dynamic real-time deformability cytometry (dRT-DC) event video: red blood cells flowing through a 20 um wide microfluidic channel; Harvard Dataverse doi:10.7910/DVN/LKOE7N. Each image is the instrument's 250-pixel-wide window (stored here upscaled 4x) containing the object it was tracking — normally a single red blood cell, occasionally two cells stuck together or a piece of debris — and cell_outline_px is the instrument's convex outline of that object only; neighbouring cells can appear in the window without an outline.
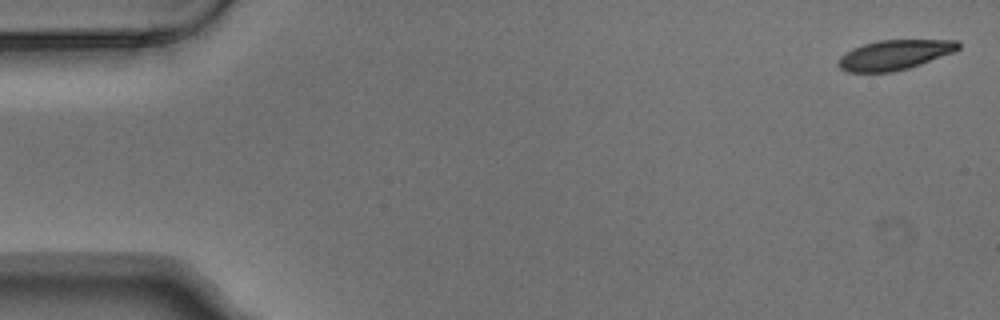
{"species": "Egyptian fruit bat (a non-hibernating species)", "species_latin": "Rousettus aegyptiacus", "temperature_condition": "warm", "stored_images_in_passage": 5, "camera_frame_rate_fps": 3000, "um_per_image_px": 0.085, "animal": {"sex": "male"}, "frame": {"image": 1, "passage_image": 1, "time_ms": 0.0, "image_size_px": [1000, 320], "cell_outline_px": [[960, 48], [952, 52], [920, 64], [908, 68], [892, 72], [848, 72], [840, 68], [836, 64], [840, 56], [852, 48], [864, 44], [880, 40], [960, 40]], "centroid_in_image_um": [76.0, 4.66], "position_along_channel_um": 9.0, "area_um2": 20.75}}
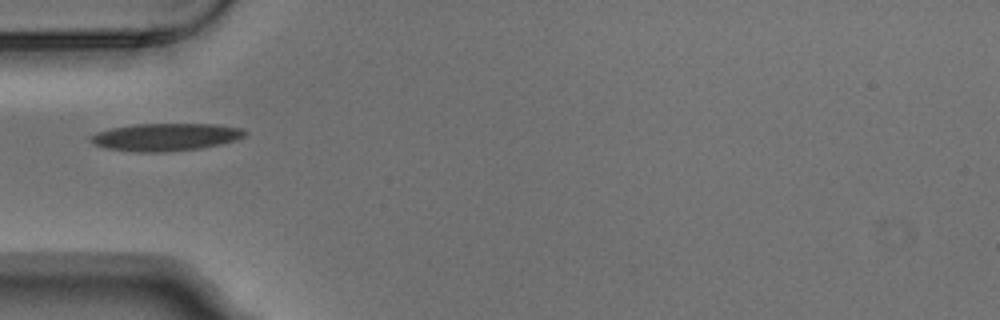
{"frame": {"image": 2, "passage_image": 5, "time_ms": 1.333, "image_size_px": [1000, 320], "cell_outline_px": [[248, 132], [244, 136], [236, 140], [220, 144], [200, 148], [168, 152], [136, 152], [108, 148], [92, 144], [88, 140], [88, 136], [96, 132], [112, 128], [136, 124], [216, 124], [244, 128]], "centroid_in_image_um": [14.08, 11.65], "position_along_channel_um": 70.9, "area_um2": 24.97}}